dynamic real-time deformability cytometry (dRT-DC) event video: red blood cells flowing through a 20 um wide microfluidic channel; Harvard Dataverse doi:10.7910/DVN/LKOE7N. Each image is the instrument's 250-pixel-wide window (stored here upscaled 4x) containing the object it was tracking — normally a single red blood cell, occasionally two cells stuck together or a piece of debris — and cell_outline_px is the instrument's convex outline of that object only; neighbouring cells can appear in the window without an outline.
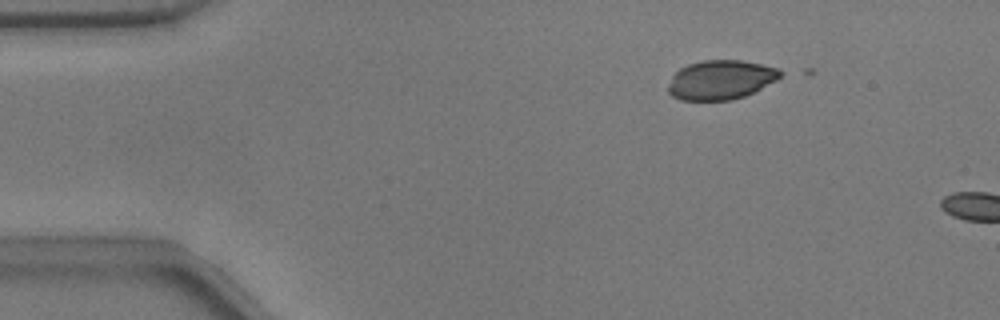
{"species": "common noctule bat (a hibernating species)", "species_latin": "Nyctalus noctula", "temperature_condition": "warm", "stored_images_in_passage": 4, "camera_frame_rate_fps": 3000, "um_per_image_px": 0.085, "animal": {"sex": "male", "body_mass_g": 17.9}, "frame": {"image": 1, "passage_image": 1, "time_ms": 0.0, "image_size_px": [1000, 320], "cell_outline_px": [[784, 72], [776, 80], [744, 96], [732, 100], [680, 100], [672, 96], [668, 92], [668, 84], [672, 76], [680, 68], [688, 64], [704, 60], [740, 60], [760, 64], [776, 68]], "centroid_in_image_um": [61.22, 6.79], "position_along_channel_um": 23.8, "area_um2": 25.49}}